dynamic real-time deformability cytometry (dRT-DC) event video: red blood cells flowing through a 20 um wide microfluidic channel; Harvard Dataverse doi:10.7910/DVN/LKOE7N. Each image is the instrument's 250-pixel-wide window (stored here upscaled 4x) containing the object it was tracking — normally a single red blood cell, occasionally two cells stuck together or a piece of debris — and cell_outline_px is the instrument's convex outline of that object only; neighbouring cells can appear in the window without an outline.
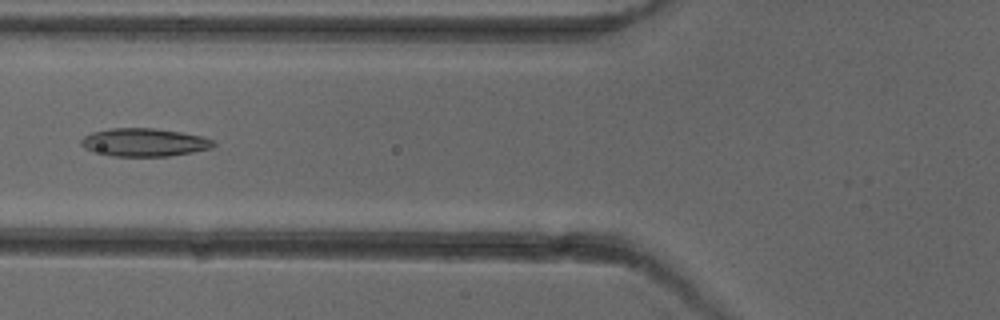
{"species": "common noctule bat (a hibernating species)", "species_latin": "Nyctalus noctula", "temperature_condition": "cold", "stored_images_in_passage": 6, "camera_frame_rate_fps": 3000, "um_per_image_px": 0.085, "animal": {"sex": "female"}, "frame": {"image": 1, "passage_image": 6, "time_ms": 6.667, "image_size_px": [1000, 320], "cell_outline_px": [[216, 144], [212, 148], [192, 152], [168, 156], [112, 156], [92, 152], [84, 148], [80, 144], [80, 140], [84, 136], [92, 132], [112, 128], [152, 128], [180, 132], [200, 136], [212, 140]], "centroid_in_image_um": [12.21, 12.1], "position_along_channel_um": 113.6, "area_um2": 21.62}}